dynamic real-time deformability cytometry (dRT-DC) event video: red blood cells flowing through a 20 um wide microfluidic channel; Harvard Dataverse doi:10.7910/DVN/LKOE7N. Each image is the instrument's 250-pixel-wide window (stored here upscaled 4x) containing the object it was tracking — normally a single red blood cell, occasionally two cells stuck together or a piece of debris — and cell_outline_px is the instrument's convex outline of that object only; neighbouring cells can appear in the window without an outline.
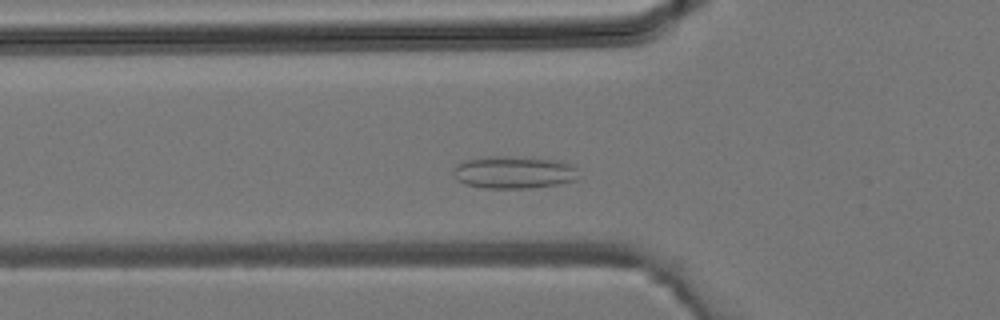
{"species": "common noctule bat (a hibernating species)", "species_latin": "Nyctalus noctula", "temperature_condition": "room temperature", "stored_images_in_passage": 31, "camera_frame_rate_fps": 3000, "um_per_image_px": 0.085, "animal": {"sex": "male", "body_mass_g": 19.2, "forearm_length_mm": 51.8}, "frame": {"image": 1, "passage_image": 7, "time_ms": 2.0, "image_size_px": [1000, 320], "cell_outline_px": [[576, 180], [556, 184], [532, 188], [484, 188], [464, 184], [456, 180], [452, 172], [464, 160], [488, 156], [508, 156], [560, 160], [572, 164], [576, 168]], "centroid_in_image_um": [43.66, 14.64], "position_along_channel_um": 82.1, "area_um2": 23.7}}
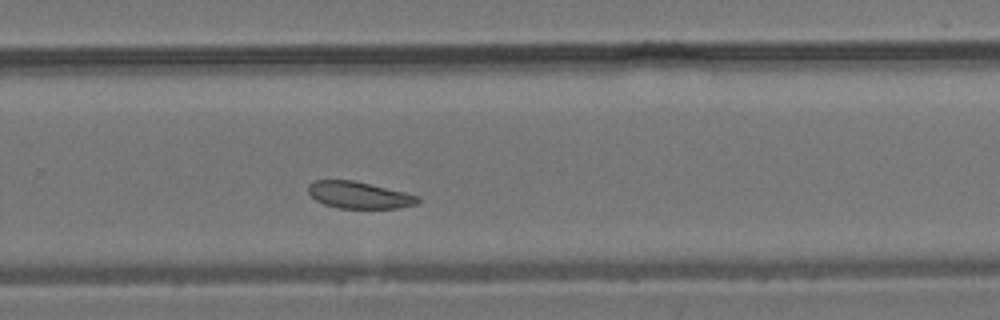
{"frame": {"image": 2, "passage_image": 19, "time_ms": 6.0, "image_size_px": [1000, 320], "cell_outline_px": [[420, 200], [416, 204], [400, 208], [336, 208], [324, 204], [316, 200], [308, 192], [308, 184], [316, 180], [352, 180], [404, 192], [420, 196]], "centroid_in_image_um": [30.51, 16.59], "position_along_channel_um": 299.3, "area_um2": 17.05}}
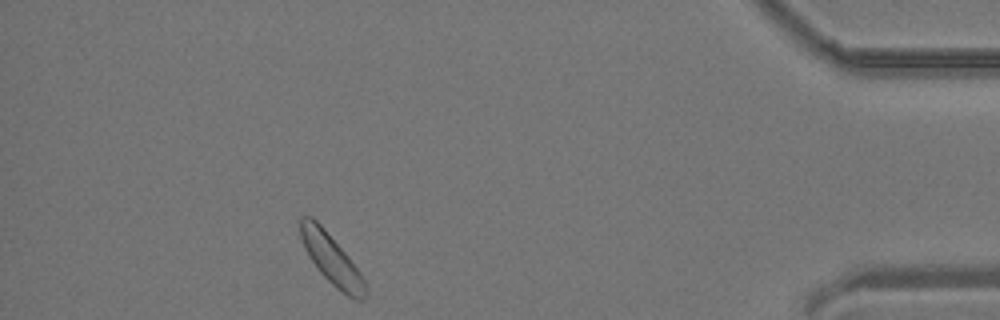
{"frame": {"image": 3, "passage_image": 28, "time_ms": 9.0, "image_size_px": [1000, 320], "cell_outline_px": [[368, 296], [360, 300], [356, 300], [348, 296], [336, 288], [316, 268], [308, 256], [304, 248], [300, 236], [300, 216], [312, 216], [324, 228], [348, 256], [360, 272], [364, 280], [368, 292]], "centroid_in_image_um": [28.17, 22.04], "position_along_channel_um": 407.0, "area_um2": 18.96}}